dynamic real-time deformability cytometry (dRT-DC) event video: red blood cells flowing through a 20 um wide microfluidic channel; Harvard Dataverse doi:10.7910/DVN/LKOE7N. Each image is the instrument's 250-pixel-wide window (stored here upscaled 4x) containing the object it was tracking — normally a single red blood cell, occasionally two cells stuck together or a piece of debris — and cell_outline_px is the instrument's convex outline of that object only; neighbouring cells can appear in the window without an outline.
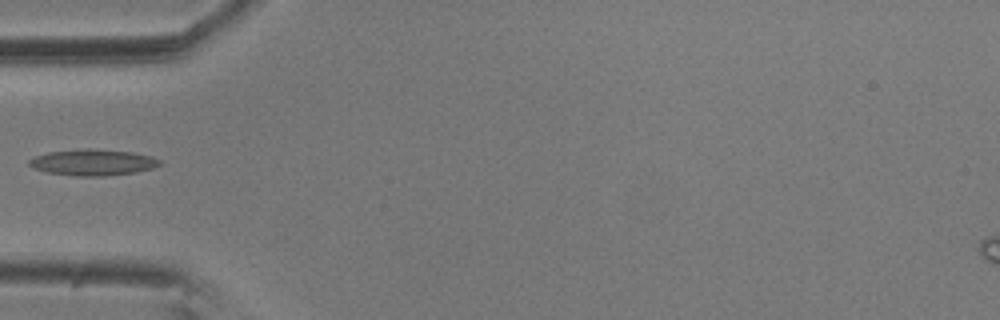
{"species": "common noctule bat (a hibernating species)", "species_latin": "Nyctalus noctula", "temperature_condition": "room temperature", "stored_images_in_passage": 8, "camera_frame_rate_fps": 3000, "um_per_image_px": 0.085, "animal": {"sex": "male", "body_mass_g": 20.5, "forearm_length_mm": 52.5}, "frame": {"image": 1, "passage_image": 3, "time_ms": 0.667, "image_size_px": [1000, 320], "cell_outline_px": [[160, 164], [152, 168], [136, 172], [104, 176], [76, 176], [48, 172], [36, 168], [28, 164], [28, 160], [36, 156], [48, 152], [88, 148], [132, 152], [152, 156], [160, 160]], "centroid_in_image_um": [7.91, 13.8], "position_along_channel_um": 77.1, "area_um2": 19.71}}
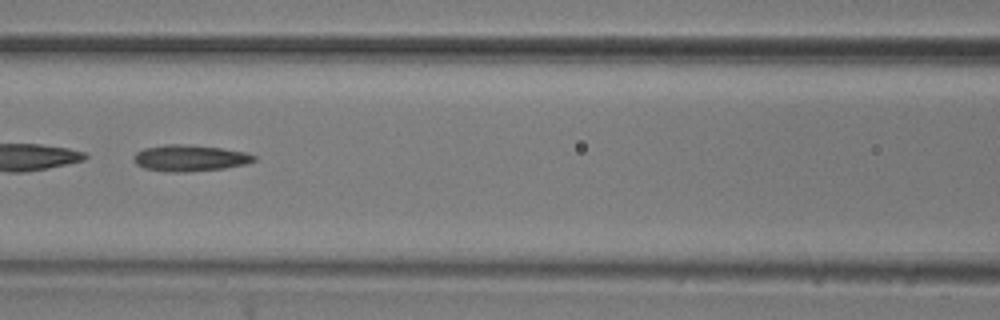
{"frame": {"image": 2, "passage_image": 5, "time_ms": 1.333, "image_size_px": [1000, 320], "cell_outline_px": [[256, 160], [248, 164], [224, 168], [184, 172], [168, 172], [144, 168], [136, 164], [132, 160], [132, 156], [136, 152], [144, 148], [164, 144], [180, 144], [220, 148], [248, 152], [256, 156]], "centroid_in_image_um": [16.12, 13.44], "position_along_channel_um": 150.5, "area_um2": 18.61}}
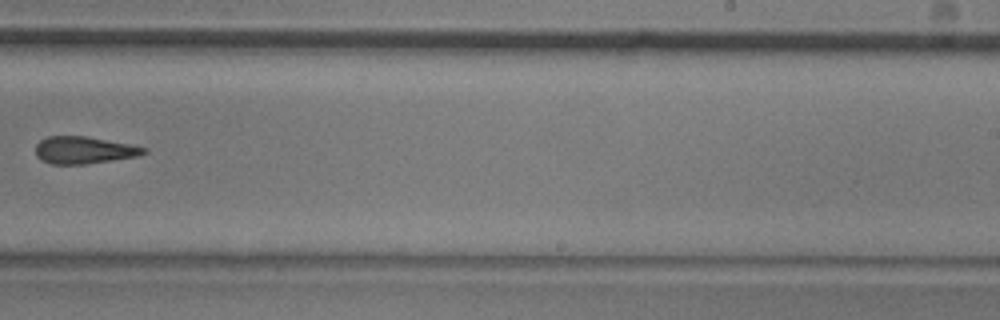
{"frame": {"image": 3, "passage_image": 8, "time_ms": 2.333, "image_size_px": [1000, 320], "cell_outline_px": [[148, 152], [136, 156], [112, 160], [84, 164], [52, 164], [40, 160], [36, 156], [36, 144], [40, 140], [48, 136], [88, 136], [148, 148]], "centroid_in_image_um": [7.11, 12.76], "position_along_channel_um": 281.9, "area_um2": 17.11}}